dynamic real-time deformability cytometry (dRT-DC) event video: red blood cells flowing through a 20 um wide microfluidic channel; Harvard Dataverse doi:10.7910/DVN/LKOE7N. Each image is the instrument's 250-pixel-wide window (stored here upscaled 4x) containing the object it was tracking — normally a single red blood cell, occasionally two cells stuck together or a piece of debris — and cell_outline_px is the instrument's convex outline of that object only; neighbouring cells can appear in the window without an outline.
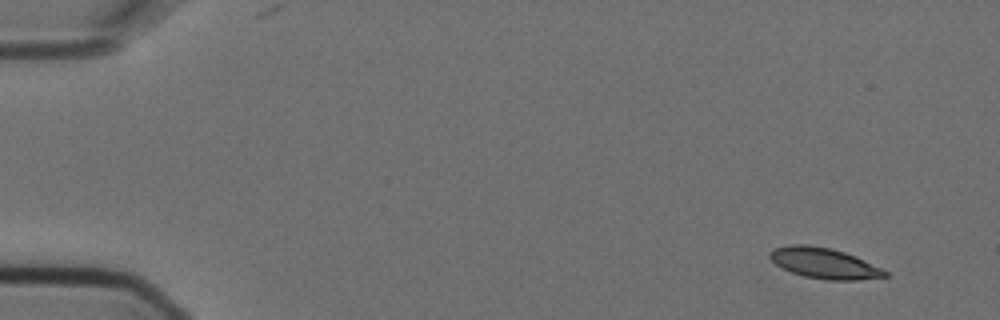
{"species": "Egyptian fruit bat (a non-hibernating species)", "species_latin": "Rousettus aegyptiacus", "temperature_condition": "cold", "stored_images_in_passage": 6, "camera_frame_rate_fps": 3000, "um_per_image_px": 0.085, "animal": {"sex": "female"}, "frame": {"image": 1, "passage_image": 1, "time_ms": 0.0, "image_size_px": [1000, 320], "cell_outline_px": [[888, 276], [856, 280], [828, 280], [804, 276], [792, 272], [776, 264], [768, 256], [768, 252], [776, 248], [792, 244], [804, 244], [832, 248], [856, 256], [888, 272]], "centroid_in_image_um": [70.05, 22.36], "position_along_channel_um": 15.0, "area_um2": 20.35}}
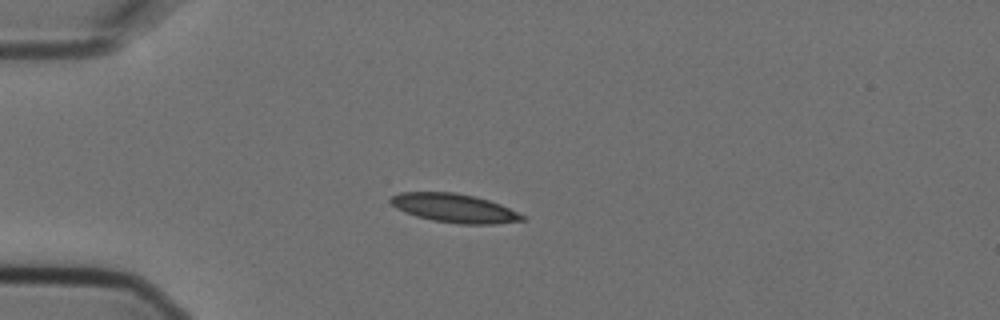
{"frame": {"image": 2, "passage_image": 4, "time_ms": 1.0, "image_size_px": [1000, 320], "cell_outline_px": [[524, 220], [492, 224], [460, 224], [432, 220], [416, 216], [396, 208], [388, 200], [392, 196], [400, 192], [456, 192], [476, 196], [500, 204], [524, 216]], "centroid_in_image_um": [38.58, 17.68], "position_along_channel_um": 46.4, "area_um2": 21.91}}
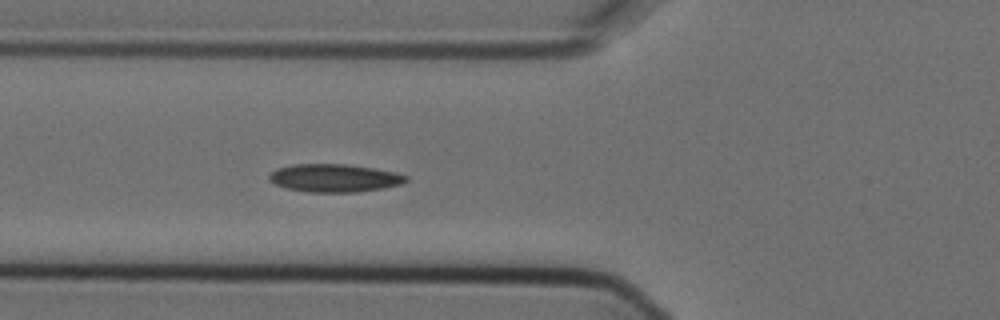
{"frame": {"image": 3, "passage_image": 6, "time_ms": 1.667, "image_size_px": [1000, 320], "cell_outline_px": [[408, 180], [404, 184], [384, 188], [360, 192], [308, 192], [284, 188], [268, 180], [268, 176], [276, 168], [292, 164], [344, 164], [372, 168], [396, 172], [408, 176]], "centroid_in_image_um": [28.43, 15.14], "position_along_channel_um": 97.4, "area_um2": 22.54}}